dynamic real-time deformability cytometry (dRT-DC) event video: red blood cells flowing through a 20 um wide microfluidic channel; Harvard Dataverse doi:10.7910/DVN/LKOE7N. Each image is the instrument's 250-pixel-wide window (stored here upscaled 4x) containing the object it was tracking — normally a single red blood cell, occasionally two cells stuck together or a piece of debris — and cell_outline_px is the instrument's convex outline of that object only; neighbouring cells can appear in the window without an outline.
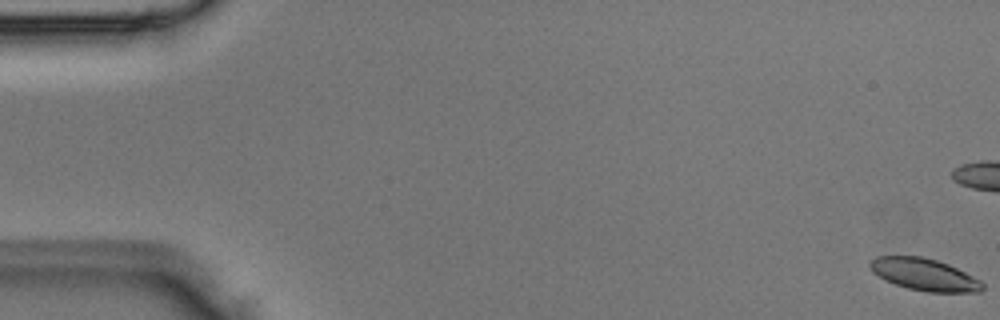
{"species": "Egyptian fruit bat (a non-hibernating species)", "species_latin": "Rousettus aegyptiacus", "temperature_condition": "room temperature", "stored_images_in_passage": 5, "camera_frame_rate_fps": 3000, "um_per_image_px": 0.085, "animal": {"sex": "male"}, "frame": {"image": 1, "passage_image": 1, "time_ms": 0.0, "image_size_px": [1000, 320], "cell_outline_px": [[984, 288], [980, 292], [928, 292], [908, 288], [884, 280], [872, 272], [868, 264], [876, 256], [920, 256], [936, 260], [948, 264], [980, 280], [984, 284]], "centroid_in_image_um": [78.55, 23.33], "position_along_channel_um": 6.4, "area_um2": 20.92}}
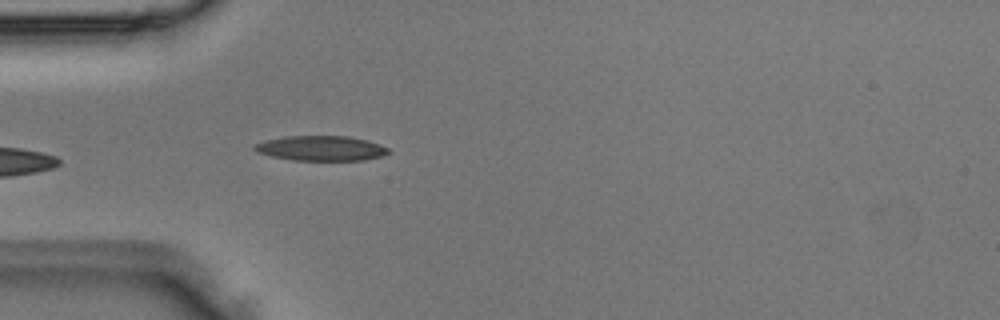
{"frame": {"image": 2, "passage_image": 5, "time_ms": 1.333, "image_size_px": [1000, 320], "cell_outline_px": [[392, 152], [380, 156], [364, 160], [292, 160], [272, 156], [256, 152], [252, 148], [256, 144], [268, 140], [284, 136], [348, 136], [368, 140], [388, 148]], "centroid_in_image_um": [27.3, 12.6], "position_along_channel_um": 57.7, "area_um2": 19.36}}